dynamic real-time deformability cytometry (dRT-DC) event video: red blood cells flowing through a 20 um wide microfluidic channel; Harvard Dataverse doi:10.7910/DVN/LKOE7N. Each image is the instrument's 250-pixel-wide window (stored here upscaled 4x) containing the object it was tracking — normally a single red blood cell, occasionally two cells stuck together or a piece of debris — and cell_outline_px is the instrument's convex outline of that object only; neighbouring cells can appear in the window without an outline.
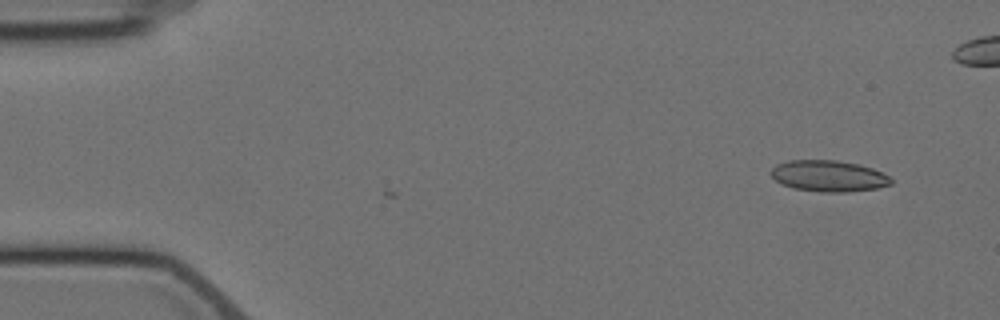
{"species": "Egyptian fruit bat (a non-hibernating species)", "species_latin": "Rousettus aegyptiacus", "temperature_condition": "cold", "stored_images_in_passage": 3, "camera_frame_rate_fps": 3000, "um_per_image_px": 0.085, "animal": {"sex": "female"}, "frame": {"image": 1, "passage_image": 3, "time_ms": 2.667, "image_size_px": [1000, 320], "cell_outline_px": [[892, 184], [876, 188], [848, 192], [820, 192], [792, 188], [776, 180], [768, 172], [776, 164], [788, 160], [836, 160], [856, 164], [872, 168], [888, 176], [892, 180]], "centroid_in_image_um": [70.4, 14.96], "position_along_channel_um": 14.6, "area_um2": 21.79}}